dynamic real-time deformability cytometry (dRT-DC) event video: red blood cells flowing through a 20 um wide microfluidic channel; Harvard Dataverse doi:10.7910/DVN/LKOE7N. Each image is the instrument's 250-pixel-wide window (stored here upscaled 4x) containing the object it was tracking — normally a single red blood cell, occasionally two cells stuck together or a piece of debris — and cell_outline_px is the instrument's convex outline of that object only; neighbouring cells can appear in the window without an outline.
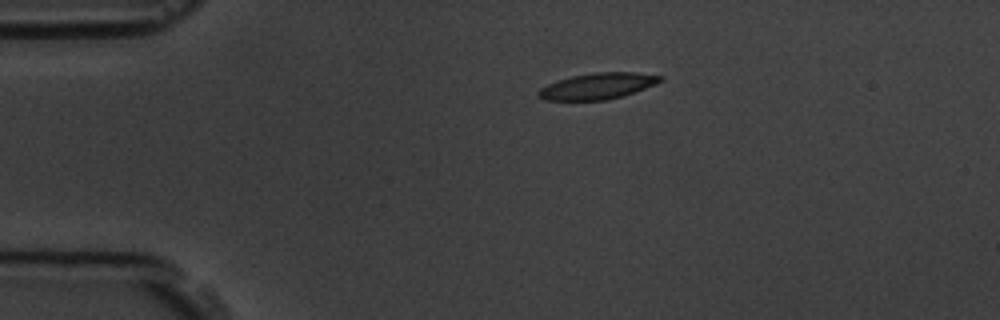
{"species": "common noctule bat (a hibernating species)", "species_latin": "Nyctalus noctula", "temperature_condition": "room temperature", "stored_images_in_passage": 3, "camera_frame_rate_fps": 3000, "um_per_image_px": 0.085, "animal": {"sex": "male", "body_mass_g": 19.5, "forearm_length_mm": 54.6}, "frame": {"image": 1, "passage_image": 1, "time_ms": 0.0, "image_size_px": [1000, 320], "cell_outline_px": [[664, 80], [656, 84], [624, 96], [604, 100], [544, 100], [536, 96], [536, 92], [540, 88], [548, 84], [572, 76], [596, 72], [632, 72], [664, 76]], "centroid_in_image_um": [50.81, 7.32], "position_along_channel_um": 34.2, "area_um2": 18.61}}
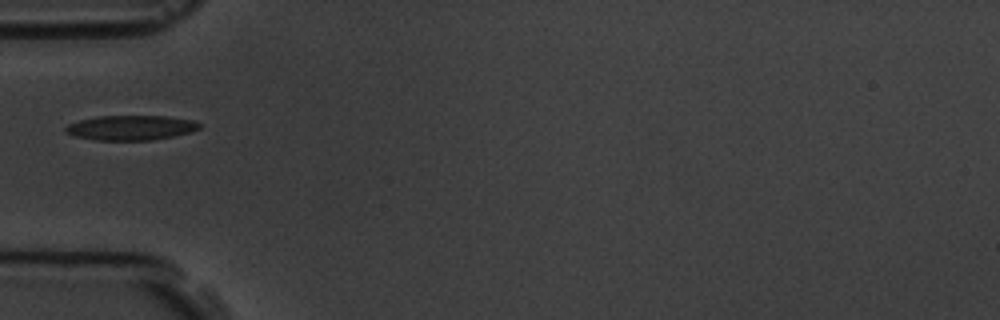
{"frame": {"image": 2, "passage_image": 3, "time_ms": 2.333, "image_size_px": [1000, 320], "cell_outline_px": [[204, 124], [200, 128], [192, 132], [152, 140], [92, 140], [76, 136], [64, 132], [64, 128], [68, 124], [80, 120], [96, 116], [168, 116], [192, 120]], "centroid_in_image_um": [11.14, 10.85], "position_along_channel_um": 73.9, "area_um2": 19.48}}